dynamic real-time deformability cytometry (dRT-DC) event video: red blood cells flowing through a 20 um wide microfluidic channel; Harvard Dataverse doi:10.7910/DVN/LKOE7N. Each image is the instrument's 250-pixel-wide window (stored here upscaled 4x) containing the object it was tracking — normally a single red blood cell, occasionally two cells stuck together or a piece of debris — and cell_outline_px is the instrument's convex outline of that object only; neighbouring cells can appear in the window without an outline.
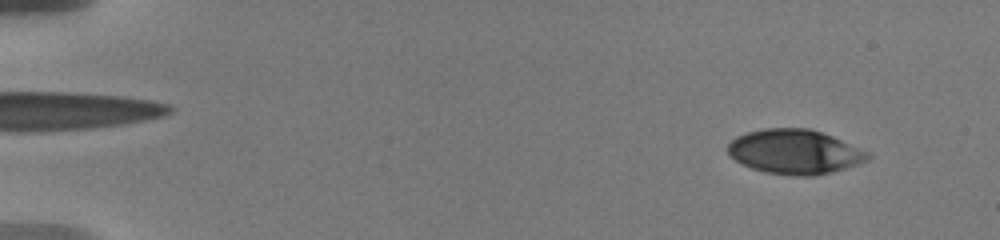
{"species": "human", "species_latin": "Homo sapiens", "temperature_condition": "warm", "stored_images_in_passage": 52, "camera_frame_rate_fps": 3000, "um_per_image_px": 0.085, "donor": {"sex": "male"}, "frame": {"image": 1, "passage_image": 3, "time_ms": 1.0, "image_size_px": [1000, 240], "cell_outline_px": [[872, 156], [868, 160], [832, 172], [816, 176], [792, 176], [764, 172], [752, 168], [736, 160], [728, 152], [728, 144], [736, 136], [748, 132], [764, 128], [808, 128], [832, 136], [868, 152]], "centroid_in_image_um": [67.55, 12.91], "position_along_channel_um": 17.5, "area_um2": 36.07}}
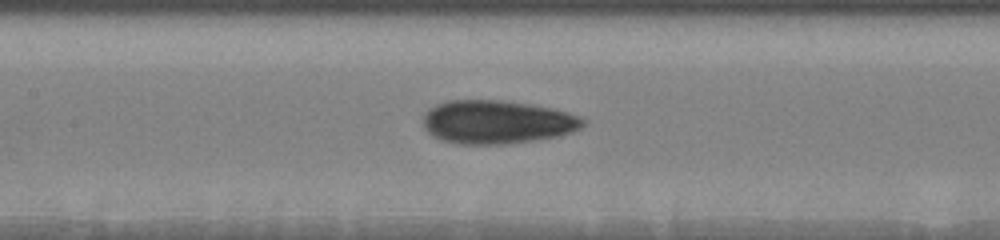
{"frame": {"image": 2, "passage_image": 22, "time_ms": 8.667, "image_size_px": [1000, 240], "cell_outline_px": [[584, 124], [580, 128], [572, 132], [556, 136], [504, 144], [460, 144], [440, 140], [432, 136], [424, 128], [424, 116], [436, 104], [448, 100], [500, 100], [532, 104], [552, 108], [568, 112], [580, 116], [584, 120]], "centroid_in_image_um": [42.24, 10.36], "position_along_channel_um": 165.2, "area_um2": 40.29}}
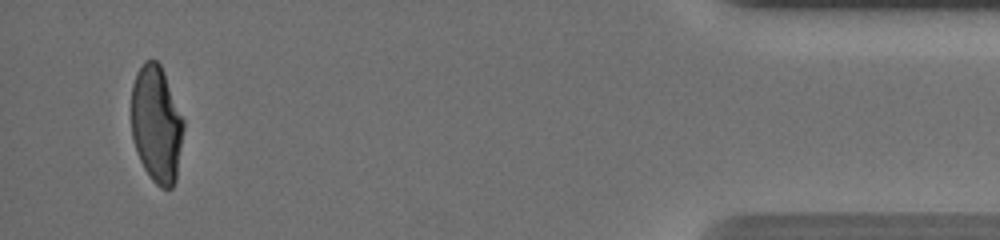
{"frame": {"image": 3, "passage_image": 51, "time_ms": 17.333, "image_size_px": [1000, 240], "cell_outline_px": [[184, 128], [176, 180], [172, 188], [160, 188], [152, 180], [144, 168], [140, 160], [132, 136], [132, 84], [136, 72], [144, 60], [156, 60], [160, 64], [164, 72], [184, 120]], "centroid_in_image_um": [13.31, 10.55], "position_along_channel_um": 421.9, "area_um2": 35.6}, "authors_computed_cell_mechanics": {"area_um2": 37.7434, "velocity_mm_per_s": 3.6782, "shape_relaxation_time_tau1_ms": 7.6712, "shape_relaxation_time_tau2_ms": 1.1608, "deformation_change_tau1": 0.2385, "deformation_change_tau2": 0.0699}}